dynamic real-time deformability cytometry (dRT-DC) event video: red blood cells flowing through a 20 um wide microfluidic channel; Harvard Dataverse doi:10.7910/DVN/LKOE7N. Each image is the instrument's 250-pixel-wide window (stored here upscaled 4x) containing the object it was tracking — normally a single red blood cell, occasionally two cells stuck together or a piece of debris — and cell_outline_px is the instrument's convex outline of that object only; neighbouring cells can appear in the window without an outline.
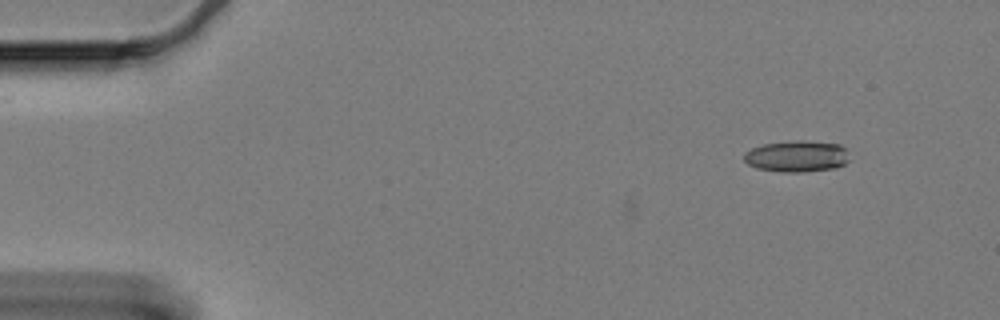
{"species": "Egyptian fruit bat (a non-hibernating species)", "species_latin": "Rousettus aegyptiacus", "temperature_condition": "cold", "stored_images_in_passage": 6, "camera_frame_rate_fps": 3000, "um_per_image_px": 0.085, "animal": {"sex": "female"}, "frame": {"image": 1, "passage_image": 6, "time_ms": 1.667, "image_size_px": [1000, 320], "cell_outline_px": [[852, 160], [836, 168], [804, 172], [784, 172], [756, 168], [748, 164], [744, 160], [744, 152], [752, 148], [764, 144], [796, 140], [804, 140], [840, 144], [844, 148]], "centroid_in_image_um": [67.76, 13.28], "position_along_channel_um": 17.2, "area_um2": 19.48}}